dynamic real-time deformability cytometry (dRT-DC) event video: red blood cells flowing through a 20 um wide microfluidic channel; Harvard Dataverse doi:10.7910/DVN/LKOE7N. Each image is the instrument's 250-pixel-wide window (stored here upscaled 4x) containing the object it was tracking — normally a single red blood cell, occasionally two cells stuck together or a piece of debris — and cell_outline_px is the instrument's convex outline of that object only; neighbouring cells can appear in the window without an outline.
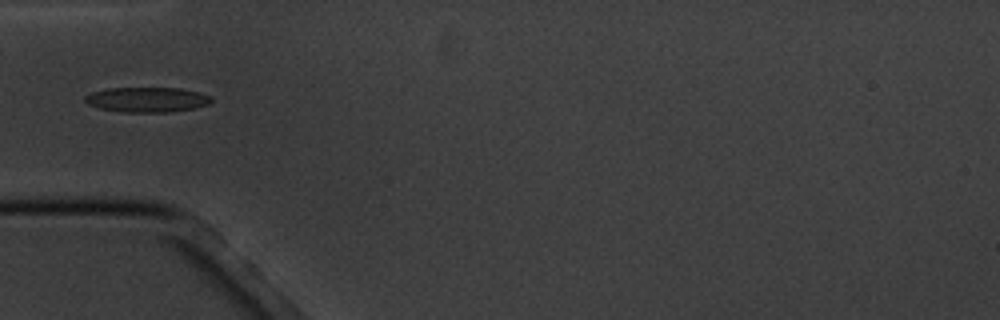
{"species": "common noctule bat (a hibernating species)", "species_latin": "Nyctalus noctula", "temperature_condition": "cold", "stored_images_in_passage": 6, "camera_frame_rate_fps": 3000, "um_per_image_px": 0.085, "animal": {"sex": "male", "body_mass_g": 20.1, "forearm_length_mm": 53.5}, "frame": {"image": 1, "passage_image": 4, "time_ms": 5.333, "image_size_px": [1000, 320], "cell_outline_px": [[212, 100], [208, 104], [192, 108], [168, 112], [124, 112], [100, 108], [88, 104], [84, 100], [84, 96], [92, 92], [108, 88], [180, 88], [200, 92], [208, 96]], "centroid_in_image_um": [12.46, 8.46], "position_along_channel_um": 72.5, "area_um2": 18.21}}
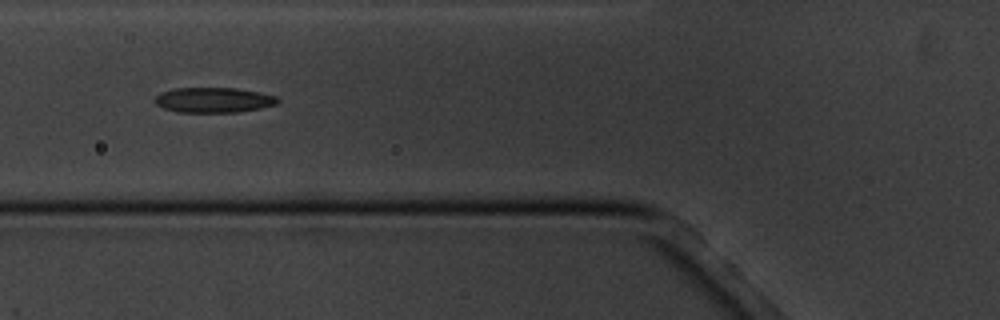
{"frame": {"image": 2, "passage_image": 5, "time_ms": 6.333, "image_size_px": [1000, 320], "cell_outline_px": [[280, 100], [276, 104], [260, 108], [240, 112], [176, 112], [164, 108], [156, 104], [156, 96], [160, 92], [176, 88], [236, 88], [260, 92], [276, 96]], "centroid_in_image_um": [18.17, 8.5], "position_along_channel_um": 107.6, "area_um2": 17.98}}
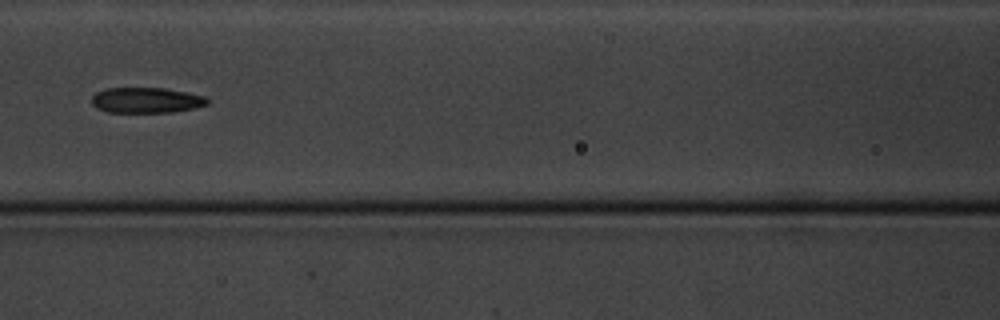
{"frame": {"image": 3, "passage_image": 6, "time_ms": 7.667, "image_size_px": [1000, 320], "cell_outline_px": [[208, 104], [196, 108], [172, 112], [108, 112], [96, 108], [92, 104], [92, 96], [96, 92], [104, 88], [164, 88], [204, 96], [208, 100]], "centroid_in_image_um": [12.4, 8.52], "position_along_channel_um": 154.2, "area_um2": 17.17}}